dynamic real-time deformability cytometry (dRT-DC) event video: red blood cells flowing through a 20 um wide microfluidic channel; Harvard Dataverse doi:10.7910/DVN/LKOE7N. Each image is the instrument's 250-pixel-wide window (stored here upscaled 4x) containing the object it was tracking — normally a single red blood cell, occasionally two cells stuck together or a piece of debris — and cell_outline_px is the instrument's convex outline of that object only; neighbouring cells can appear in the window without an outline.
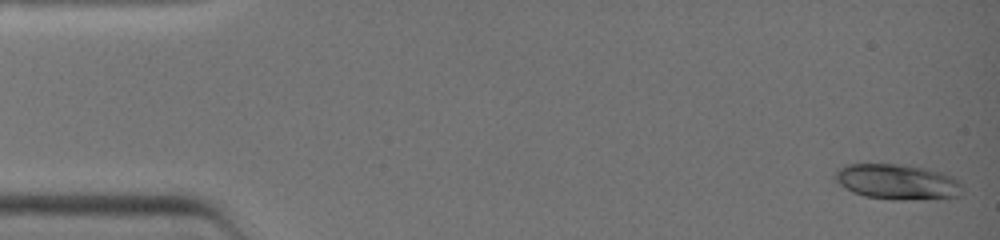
{"species": "common noctule bat (a hibernating species)", "species_latin": "Nyctalus noctula", "temperature_condition": "warm", "stored_images_in_passage": 39, "camera_frame_rate_fps": 3000, "um_per_image_px": 0.085, "animal": {"sex": "female", "body_mass_g": 19.0, "forearm_length_mm": 51.5}, "frame": {"image": 1, "passage_image": 1, "time_ms": 0.0, "image_size_px": [1000, 240], "cell_outline_px": [[960, 184], [956, 196], [936, 200], [896, 200], [864, 196], [852, 192], [840, 184], [832, 176], [844, 164], [908, 164], [940, 172], [952, 176]], "centroid_in_image_um": [76.22, 15.46], "position_along_channel_um": 8.8, "area_um2": 26.3}}
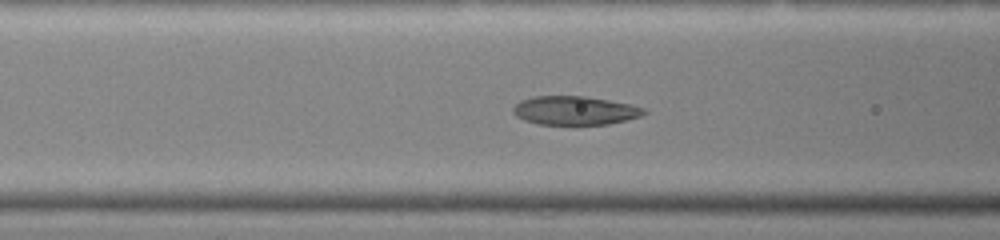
{"frame": {"image": 2, "passage_image": 16, "time_ms": 5.0, "image_size_px": [1000, 240], "cell_outline_px": [[648, 112], [640, 116], [608, 124], [540, 124], [524, 120], [516, 116], [512, 112], [512, 108], [520, 100], [532, 96], [584, 96], [608, 100], [628, 104], [644, 108]], "centroid_in_image_um": [48.81, 9.38], "position_along_channel_um": 117.8, "area_um2": 21.73}}
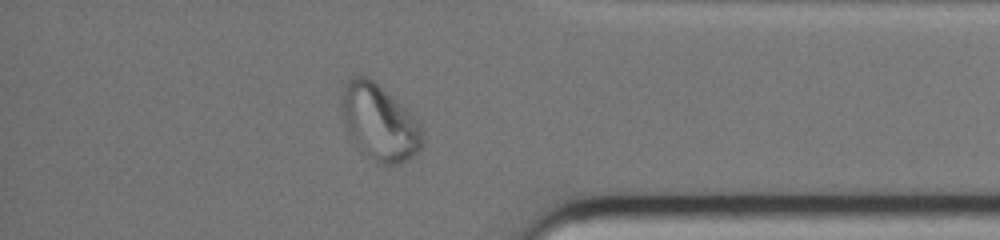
{"frame": {"image": 3, "passage_image": 34, "time_ms": 11.0, "image_size_px": [1000, 240], "cell_outline_px": [[424, 140], [420, 152], [396, 164], [380, 164], [360, 152], [348, 132], [340, 108], [344, 84], [352, 76], [368, 76], [404, 104], [412, 112], [420, 124], [424, 132]], "centroid_in_image_um": [32.28, 10.38], "position_along_channel_um": 402.9, "area_um2": 36.3}}